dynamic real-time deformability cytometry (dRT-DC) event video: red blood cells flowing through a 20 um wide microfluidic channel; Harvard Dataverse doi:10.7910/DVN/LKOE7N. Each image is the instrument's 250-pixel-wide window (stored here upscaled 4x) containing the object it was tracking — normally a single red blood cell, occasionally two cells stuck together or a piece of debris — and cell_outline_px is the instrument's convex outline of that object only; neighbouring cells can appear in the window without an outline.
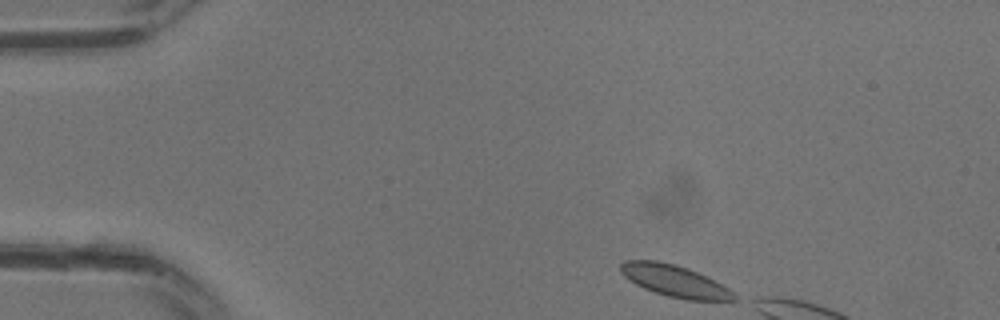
{"species": "common noctule bat (a hibernating species)", "species_latin": "Nyctalus noctula", "temperature_condition": "warm", "stored_images_in_passage": 5, "camera_frame_rate_fps": 3000, "um_per_image_px": 0.085, "animal": {"sex": "male", "body_mass_g": 13.3}, "frame": {"image": 1, "passage_image": 1, "time_ms": 0.0, "image_size_px": [1000, 320], "cell_outline_px": [[736, 300], [688, 300], [668, 296], [644, 288], [628, 280], [620, 272], [620, 264], [624, 260], [656, 260], [688, 268], [736, 292]], "centroid_in_image_um": [57.31, 23.87], "position_along_channel_um": 27.7, "area_um2": 20.69}}